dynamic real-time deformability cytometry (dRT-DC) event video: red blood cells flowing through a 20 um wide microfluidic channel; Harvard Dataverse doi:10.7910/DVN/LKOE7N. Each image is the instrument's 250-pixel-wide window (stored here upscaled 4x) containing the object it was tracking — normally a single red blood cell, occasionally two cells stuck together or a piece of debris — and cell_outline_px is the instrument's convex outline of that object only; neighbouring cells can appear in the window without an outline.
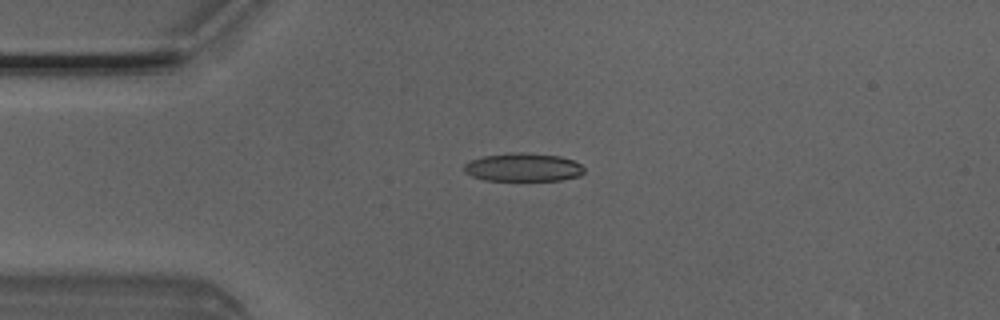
{"species": "Egyptian fruit bat (a non-hibernating species)", "species_latin": "Rousettus aegyptiacus", "temperature_condition": "room temperature", "stored_images_in_passage": 4, "camera_frame_rate_fps": 3000, "um_per_image_px": 0.085, "animal": {"sex": "male"}, "frame": {"image": 1, "passage_image": 4, "time_ms": 1.0, "image_size_px": [1000, 320], "cell_outline_px": [[584, 172], [580, 176], [560, 180], [484, 180], [472, 176], [464, 172], [464, 164], [472, 160], [484, 156], [520, 152], [560, 156], [572, 160], [580, 164], [584, 168]], "centroid_in_image_um": [44.48, 14.23], "position_along_channel_um": 40.5, "area_um2": 19.59}}